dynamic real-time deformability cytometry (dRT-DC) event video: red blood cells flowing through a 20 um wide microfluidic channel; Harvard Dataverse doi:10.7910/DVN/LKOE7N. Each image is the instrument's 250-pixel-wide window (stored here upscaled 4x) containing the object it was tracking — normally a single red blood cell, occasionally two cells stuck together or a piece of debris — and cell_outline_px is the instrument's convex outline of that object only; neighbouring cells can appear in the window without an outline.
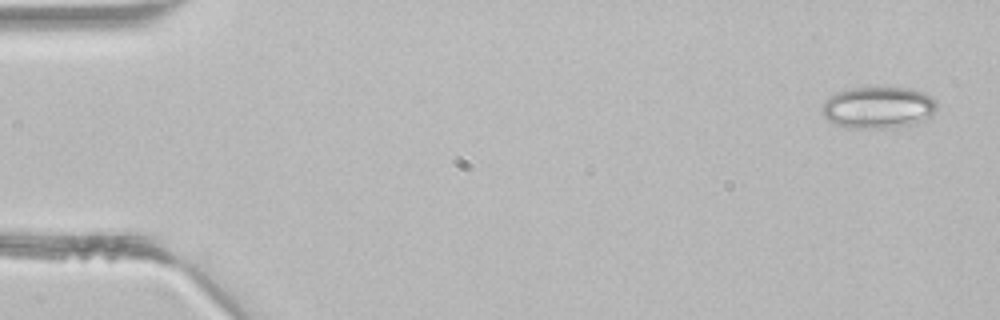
{"species": "common noctule bat (a hibernating species)", "species_latin": "Nyctalus noctula", "temperature_condition": "room temperature", "stored_images_in_passage": 3, "camera_frame_rate_fps": 3000, "um_per_image_px": 0.085, "animal": {"sex": "male", "body_mass_g": 21.5, "forearm_length_mm": 52.0}, "frame": {"image": 1, "passage_image": 1, "time_ms": 0.0, "image_size_px": [1000, 320], "cell_outline_px": [[936, 108], [932, 116], [924, 120], [912, 124], [888, 128], [844, 128], [832, 124], [820, 112], [820, 108], [824, 100], [828, 96], [836, 92], [852, 88], [912, 88], [924, 92], [936, 100]], "centroid_in_image_um": [74.6, 9.15], "position_along_channel_um": 10.4, "area_um2": 28.38}}
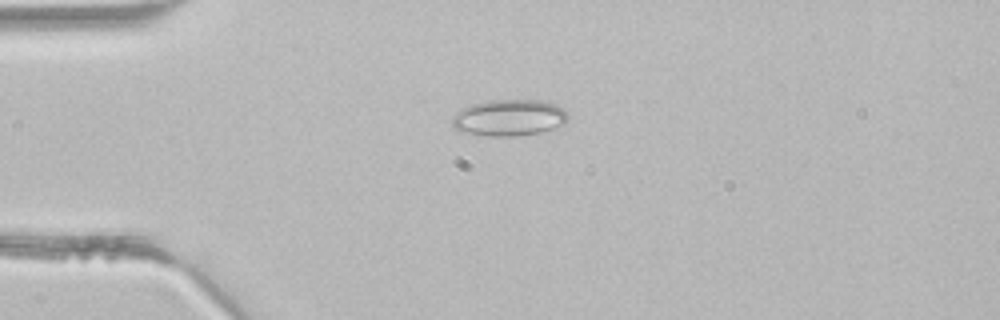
{"frame": {"image": 2, "passage_image": 3, "time_ms": 0.667, "image_size_px": [1000, 320], "cell_outline_px": [[568, 120], [564, 124], [540, 132], [516, 136], [488, 136], [468, 132], [456, 128], [452, 124], [452, 116], [460, 108], [472, 104], [488, 100], [548, 100], [564, 108], [568, 112]], "centroid_in_image_um": [43.32, 9.98], "position_along_channel_um": 41.7, "area_um2": 24.74}}